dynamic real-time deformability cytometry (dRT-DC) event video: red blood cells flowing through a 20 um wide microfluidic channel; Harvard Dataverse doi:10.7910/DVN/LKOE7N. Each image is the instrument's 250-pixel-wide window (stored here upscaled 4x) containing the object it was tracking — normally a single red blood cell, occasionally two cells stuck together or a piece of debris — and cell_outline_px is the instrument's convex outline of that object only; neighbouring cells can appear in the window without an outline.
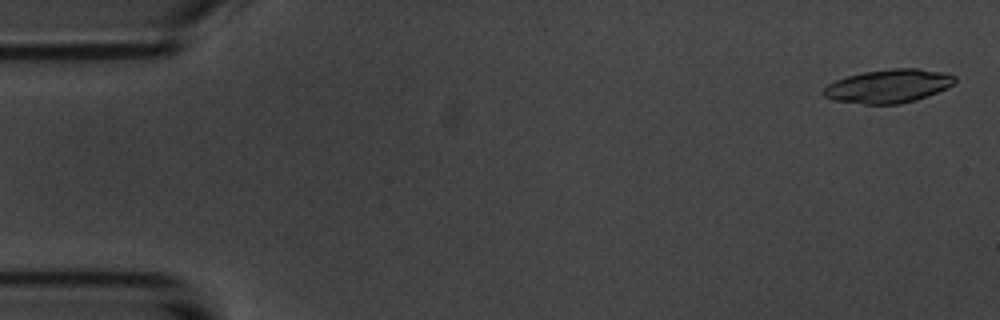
{"species": "common noctule bat (a hibernating species)", "species_latin": "Nyctalus noctula", "temperature_condition": "room temperature", "stored_images_in_passage": 5, "camera_frame_rate_fps": 3000, "um_per_image_px": 0.085, "animal": {"sex": "male", "body_mass_g": 20.1, "forearm_length_mm": 53.5}, "frame": {"image": 1, "passage_image": 1, "time_ms": 0.0, "image_size_px": [1000, 320], "cell_outline_px": [[956, 80], [952, 84], [936, 92], [916, 100], [900, 104], [864, 104], [832, 100], [824, 96], [820, 92], [828, 84], [836, 80], [848, 76], [864, 72], [892, 68], [920, 68], [944, 72], [956, 76]], "centroid_in_image_um": [75.49, 7.31], "position_along_channel_um": 9.5, "area_um2": 25.61}}
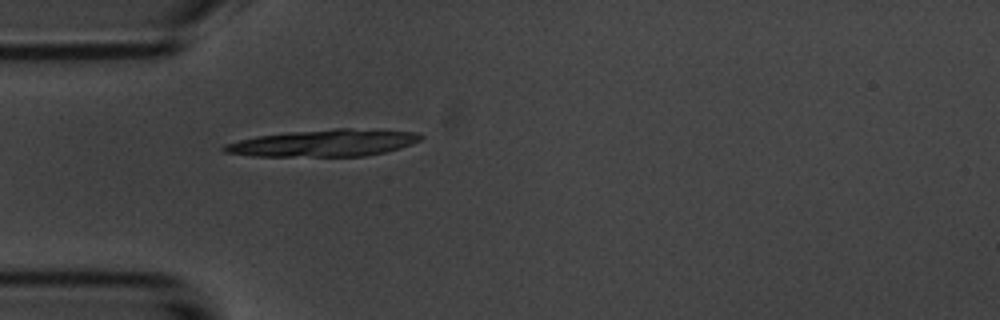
{"frame": {"image": 2, "passage_image": 5, "time_ms": 4.667, "image_size_px": [1000, 320], "cell_outline_px": [[424, 136], [420, 140], [412, 144], [400, 148], [384, 152], [364, 156], [252, 156], [224, 152], [220, 148], [224, 144], [256, 136], [288, 132], [336, 128], [352, 128], [416, 132]], "centroid_in_image_um": [27.52, 12.15], "position_along_channel_um": 57.5, "area_um2": 30.87}}